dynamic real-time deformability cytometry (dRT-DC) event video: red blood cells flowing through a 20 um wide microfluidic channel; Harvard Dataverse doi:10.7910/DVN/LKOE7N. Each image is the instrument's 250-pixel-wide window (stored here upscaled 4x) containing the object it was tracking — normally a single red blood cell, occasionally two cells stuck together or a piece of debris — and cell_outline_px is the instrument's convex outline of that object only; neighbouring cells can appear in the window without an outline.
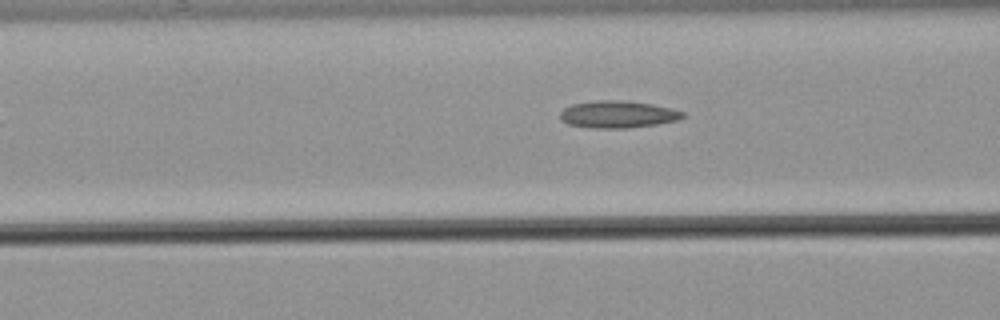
{"species": "common noctule bat (a hibernating species)", "species_latin": "Nyctalus noctula", "temperature_condition": "warm", "stored_images_in_passage": 40, "camera_frame_rate_fps": 3000, "um_per_image_px": 0.085, "animal": {"sex": "male", "body_mass_g": 21.5, "forearm_length_mm": 52.0}, "frame": {"image": 1, "passage_image": 18, "time_ms": 5.667, "image_size_px": [1000, 320], "cell_outline_px": [[684, 116], [676, 120], [656, 124], [628, 128], [592, 128], [568, 124], [560, 120], [560, 112], [564, 108], [572, 104], [596, 100], [624, 100], [652, 104], [672, 108], [684, 112]], "centroid_in_image_um": [52.48, 9.71], "position_along_channel_um": 114.1, "area_um2": 19.42}}